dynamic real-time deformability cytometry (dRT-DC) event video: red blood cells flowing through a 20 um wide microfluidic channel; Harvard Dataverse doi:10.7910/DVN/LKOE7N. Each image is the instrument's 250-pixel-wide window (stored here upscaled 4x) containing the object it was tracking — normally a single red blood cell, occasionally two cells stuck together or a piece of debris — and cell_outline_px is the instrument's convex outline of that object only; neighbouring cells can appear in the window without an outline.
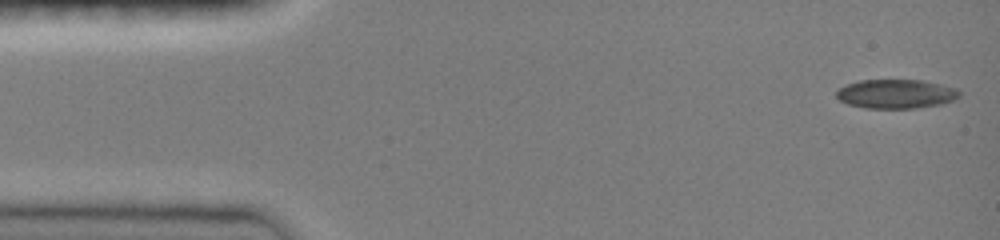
{"species": "common noctule bat (a hibernating species)", "species_latin": "Nyctalus noctula", "temperature_condition": "room temperature", "stored_images_in_passage": 46, "camera_frame_rate_fps": 3000, "um_per_image_px": 0.085, "animal": {"sex": "female", "body_mass_g": 19.0, "forearm_length_mm": 51.5}, "frame": {"image": 1, "passage_image": 1, "time_ms": 0.0, "image_size_px": [1000, 240], "cell_outline_px": [[960, 96], [952, 100], [940, 104], [916, 108], [864, 108], [848, 104], [840, 100], [836, 96], [836, 88], [860, 80], [924, 80], [956, 88], [960, 92]], "centroid_in_image_um": [76.13, 7.98], "position_along_channel_um": 8.9, "area_um2": 20.87}}
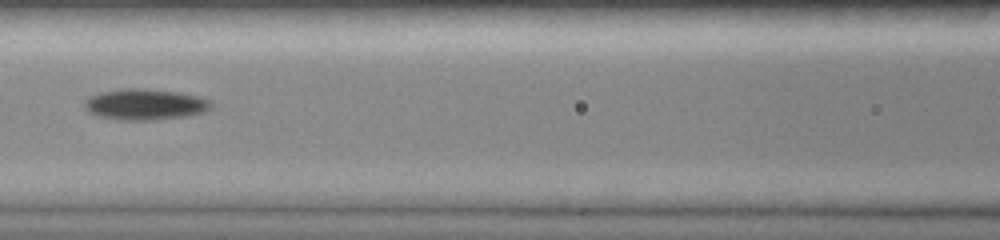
{"frame": {"image": 2, "passage_image": 20, "time_ms": 6.333, "image_size_px": [1000, 240], "cell_outline_px": [[212, 104], [204, 112], [188, 116], [156, 120], [116, 120], [96, 116], [88, 112], [84, 108], [84, 100], [88, 96], [100, 92], [120, 88], [144, 88], [176, 92], [200, 96], [212, 100]], "centroid_in_image_um": [12.28, 8.87], "position_along_channel_um": 154.3, "area_um2": 23.35}}
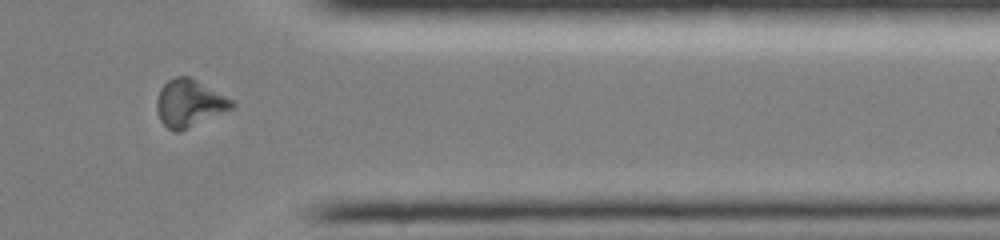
{"frame": {"image": 3, "passage_image": 38, "time_ms": 12.333, "image_size_px": [1000, 240], "cell_outline_px": [[236, 104], [232, 108], [180, 132], [172, 132], [160, 120], [156, 112], [156, 100], [160, 88], [168, 80], [176, 76], [188, 76], [236, 100]], "centroid_in_image_um": [16.09, 8.77], "position_along_channel_um": 395.3, "area_um2": 20.87}, "authors_computed_cell_mechanics": {"area_um2": 20.8658, "velocity_mm_per_s": 4.0575, "shape_relaxation_time_tau1_ms": 2.0619, "shape_relaxation_time_tau2_ms": null, "deformation_change_tau1": 0.1197, "deformation_change_tau2": null}}